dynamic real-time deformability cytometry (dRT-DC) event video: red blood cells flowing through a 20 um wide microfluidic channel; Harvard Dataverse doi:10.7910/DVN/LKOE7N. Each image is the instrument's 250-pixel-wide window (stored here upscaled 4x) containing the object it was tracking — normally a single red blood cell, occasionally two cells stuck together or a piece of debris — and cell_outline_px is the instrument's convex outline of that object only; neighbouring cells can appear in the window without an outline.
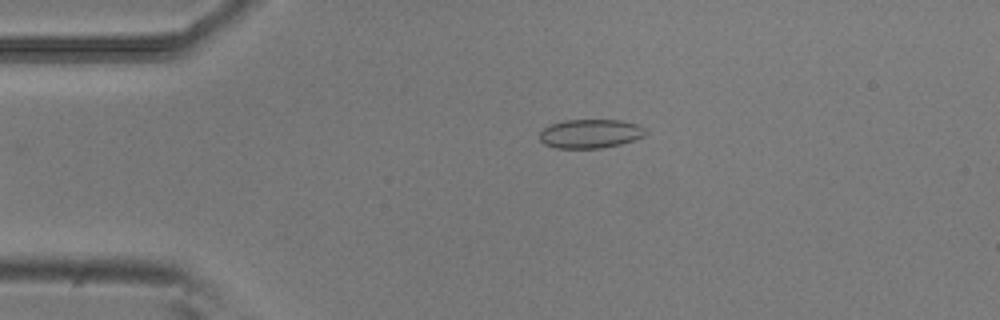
{"species": "common noctule bat (a hibernating species)", "species_latin": "Nyctalus noctula", "temperature_condition": "room temperature", "stored_images_in_passage": 44, "camera_frame_rate_fps": 3000, "um_per_image_px": 0.085, "animal": {"sex": "male", "body_mass_g": 20.5, "forearm_length_mm": 52.5}, "frame": {"image": 1, "passage_image": 4, "time_ms": 1.0, "image_size_px": [1000, 320], "cell_outline_px": [[648, 132], [644, 136], [620, 144], [600, 148], [556, 148], [544, 144], [540, 140], [540, 132], [544, 128], [552, 124], [564, 120], [620, 120], [636, 124], [644, 128]], "centroid_in_image_um": [50.17, 11.36], "position_along_channel_um": 34.8, "area_um2": 17.74}}
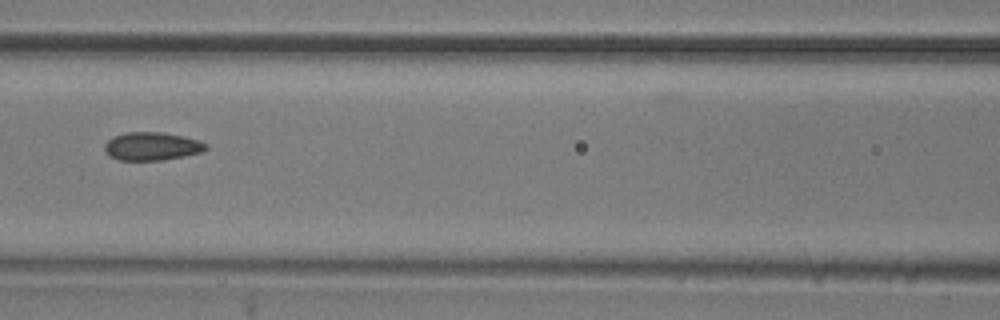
{"frame": {"image": 2, "passage_image": 16, "time_ms": 5.0, "image_size_px": [1000, 320], "cell_outline_px": [[208, 148], [200, 152], [184, 156], [164, 160], [120, 160], [108, 156], [104, 148], [104, 144], [112, 136], [124, 132], [160, 132], [184, 136], [200, 140], [208, 144]], "centroid_in_image_um": [12.9, 12.42], "position_along_channel_um": 153.7, "area_um2": 16.82}}
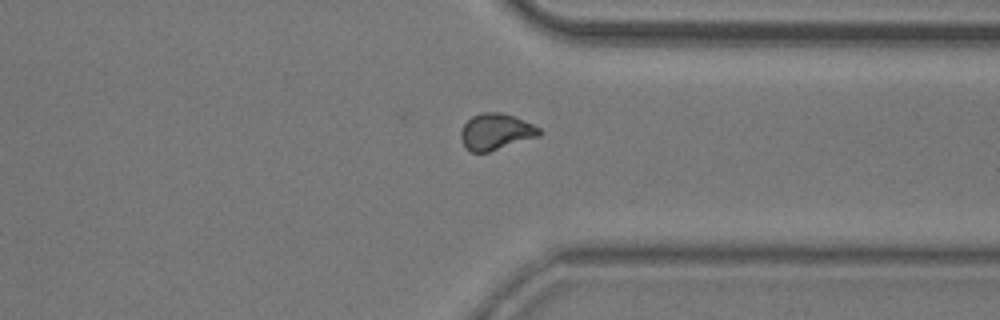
{"frame": {"image": 3, "passage_image": 33, "time_ms": 10.667, "image_size_px": [1000, 320], "cell_outline_px": [[540, 136], [488, 152], [472, 152], [464, 144], [460, 136], [460, 132], [464, 124], [472, 116], [480, 112], [504, 112], [532, 124], [540, 128]], "centroid_in_image_um": [42.15, 11.18], "position_along_channel_um": 369.3, "area_um2": 16.47}}